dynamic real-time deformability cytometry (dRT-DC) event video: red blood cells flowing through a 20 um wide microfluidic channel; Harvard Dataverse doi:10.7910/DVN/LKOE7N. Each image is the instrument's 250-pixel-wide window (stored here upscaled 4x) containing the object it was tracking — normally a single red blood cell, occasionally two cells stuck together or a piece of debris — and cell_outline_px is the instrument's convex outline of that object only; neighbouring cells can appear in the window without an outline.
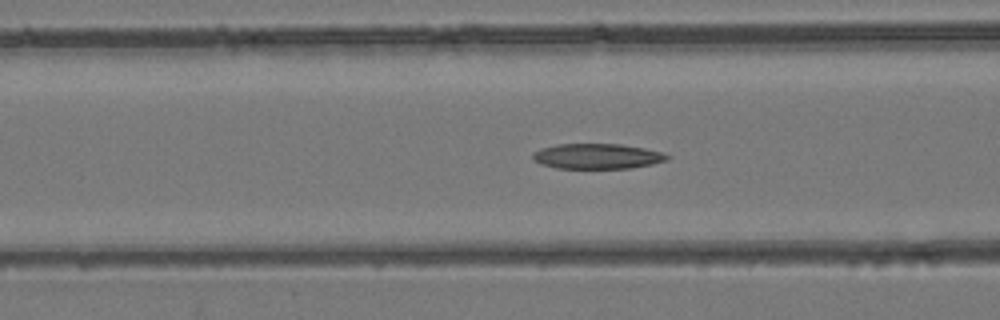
{"species": "common noctule bat (a hibernating species)", "species_latin": "Nyctalus noctula", "temperature_condition": "room temperature", "stored_images_in_passage": 47, "camera_frame_rate_fps": 3000, "um_per_image_px": 0.085, "animal": {"sex": "female", "body_mass_g": 24.6, "forearm_length_mm": 56.2}, "frame": {"image": 1, "passage_image": 19, "time_ms": 6.0, "image_size_px": [1000, 320], "cell_outline_px": [[672, 156], [668, 160], [652, 164], [632, 168], [556, 168], [540, 164], [532, 160], [532, 152], [540, 148], [556, 144], [620, 144], [644, 148], [660, 152]], "centroid_in_image_um": [50.73, 13.28], "position_along_channel_um": 115.9, "area_um2": 19.94}}
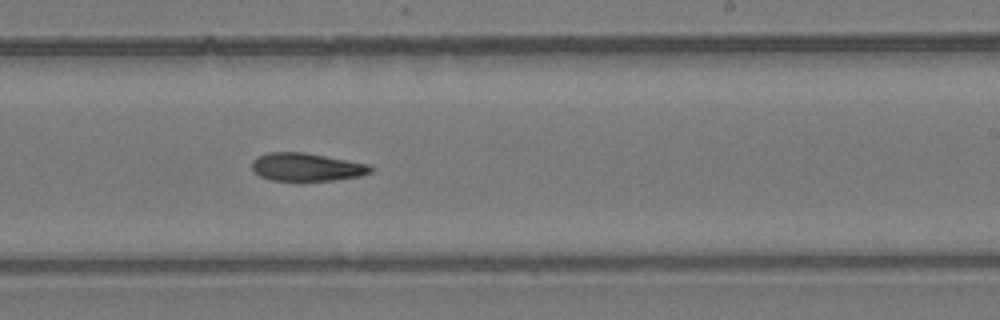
{"frame": {"image": 2, "passage_image": 29, "time_ms": 9.333, "image_size_px": [1000, 320], "cell_outline_px": [[376, 168], [372, 172], [360, 176], [336, 180], [272, 180], [260, 176], [252, 168], [252, 160], [256, 156], [268, 152], [304, 152], [368, 164]], "centroid_in_image_um": [26.08, 14.19], "position_along_channel_um": 262.9, "area_um2": 19.36}}
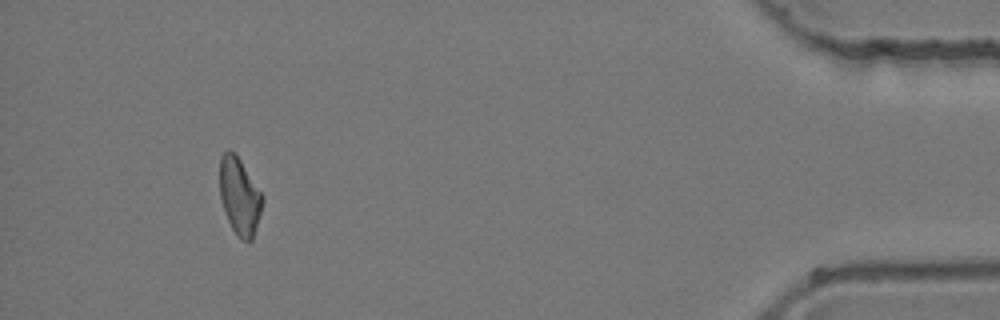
{"frame": {"image": 3, "passage_image": 44, "time_ms": 14.333, "image_size_px": [1000, 320], "cell_outline_px": [[264, 200], [252, 240], [240, 240], [236, 236], [228, 220], [220, 196], [220, 156], [228, 148], [240, 160], [264, 196]], "centroid_in_image_um": [20.36, 16.68], "position_along_channel_um": 414.8, "area_um2": 18.96}}